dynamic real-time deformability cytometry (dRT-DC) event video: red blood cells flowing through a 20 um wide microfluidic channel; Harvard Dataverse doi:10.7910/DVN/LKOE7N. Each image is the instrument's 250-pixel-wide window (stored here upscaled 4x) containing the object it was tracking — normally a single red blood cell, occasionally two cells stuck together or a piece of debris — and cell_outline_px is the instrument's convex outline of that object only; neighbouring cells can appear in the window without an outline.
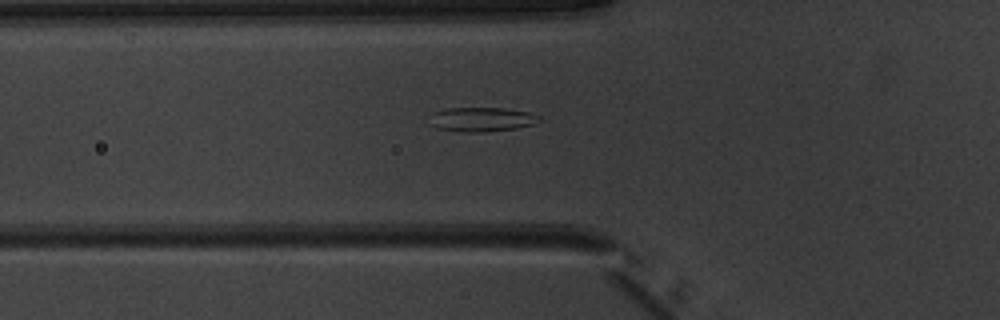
{"species": "common noctule bat (a hibernating species)", "species_latin": "Nyctalus noctula", "temperature_condition": "warm", "stored_images_in_passage": 37, "camera_frame_rate_fps": 3000, "um_per_image_px": 0.085, "animal": {"sex": "male", "body_mass_g": 20.1, "forearm_length_mm": 53.5}, "frame": {"image": 1, "passage_image": 4, "time_ms": 1.0, "image_size_px": [1000, 320], "cell_outline_px": [[540, 120], [536, 124], [516, 128], [484, 132], [460, 132], [436, 128], [424, 124], [432, 112], [448, 108], [504, 108], [528, 112], [536, 116]], "centroid_in_image_um": [40.81, 10.16], "position_along_channel_um": 85.0, "area_um2": 15.84}}
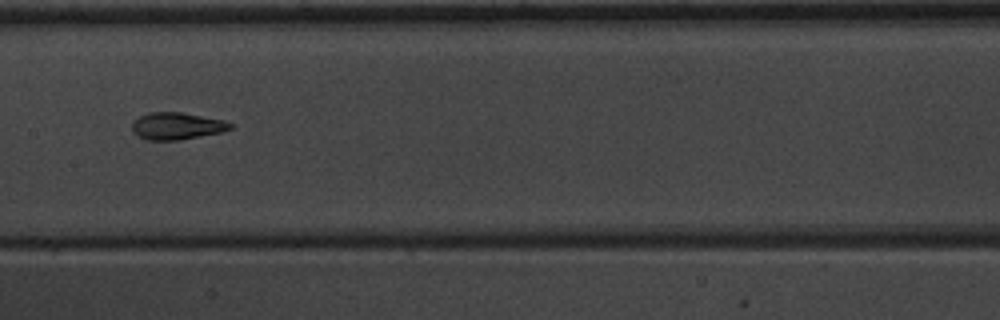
{"frame": {"image": 2, "passage_image": 12, "time_ms": 3.667, "image_size_px": [1000, 320], "cell_outline_px": [[236, 128], [224, 132], [180, 140], [148, 140], [132, 132], [132, 124], [140, 116], [148, 112], [180, 112], [224, 120], [236, 124]], "centroid_in_image_um": [15.12, 10.71], "position_along_channel_um": 192.3, "area_um2": 15.72}}
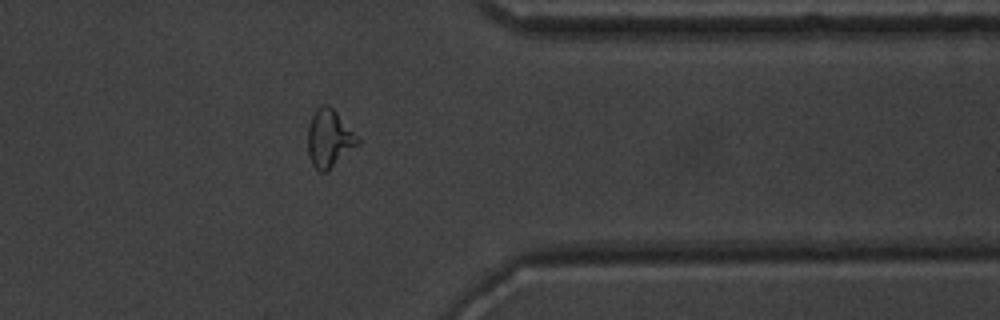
{"frame": {"image": 3, "passage_image": 27, "time_ms": 8.667, "image_size_px": [1000, 320], "cell_outline_px": [[360, 144], [324, 172], [320, 172], [312, 164], [308, 156], [308, 128], [312, 116], [316, 108], [324, 104], [328, 104], [360, 136]], "centroid_in_image_um": [28.01, 11.75], "position_along_channel_um": 383.4, "area_um2": 16.76}, "authors_computed_cell_mechanics": {"area_um2": 15.7794, "velocity_mm_per_s": 3.9839, "shape_relaxation_time_tau1_ms": null, "shape_relaxation_time_tau2_ms": 1.5326, "deformation_change_tau1": null, "deformation_change_tau2": 0.0855}}